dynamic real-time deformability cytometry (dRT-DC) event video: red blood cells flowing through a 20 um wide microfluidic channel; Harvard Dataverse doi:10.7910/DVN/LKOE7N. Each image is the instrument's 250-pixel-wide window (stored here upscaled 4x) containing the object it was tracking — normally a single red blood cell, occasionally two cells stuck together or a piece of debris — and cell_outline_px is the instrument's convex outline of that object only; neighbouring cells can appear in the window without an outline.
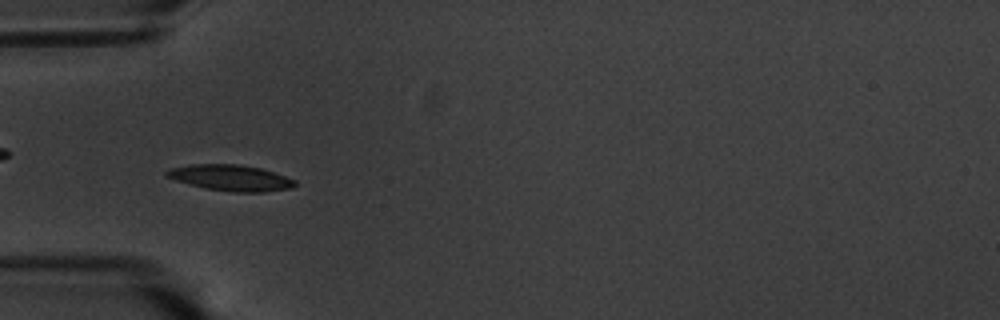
{"species": "common noctule bat (a hibernating species)", "species_latin": "Nyctalus noctula", "temperature_condition": "warm", "stored_images_in_passage": 40, "camera_frame_rate_fps": 3000, "um_per_image_px": 0.085, "animal": {"sex": "male", "body_mass_g": 20.1, "forearm_length_mm": 53.5}, "frame": {"image": 1, "passage_image": 1, "time_ms": 0.0, "image_size_px": [1000, 320], "cell_outline_px": [[296, 184], [292, 188], [264, 192], [232, 192], [204, 188], [188, 184], [164, 176], [164, 172], [168, 168], [192, 164], [236, 164], [260, 168], [296, 180]], "centroid_in_image_um": [19.56, 15.12], "position_along_channel_um": 65.4, "area_um2": 19.48}}
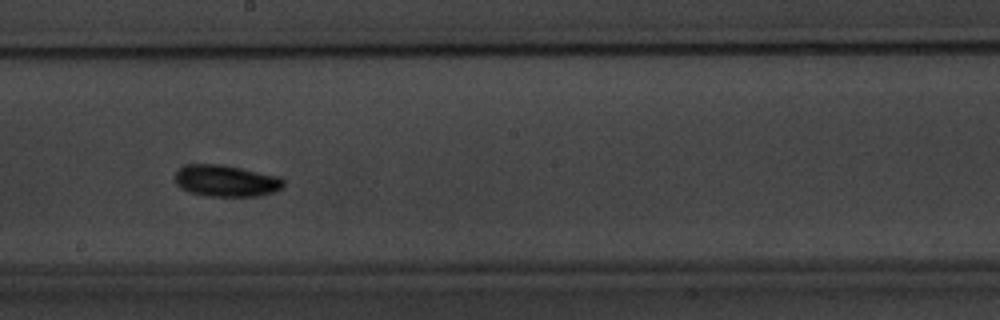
{"frame": {"image": 2, "passage_image": 15, "time_ms": 4.667, "image_size_px": [1000, 320], "cell_outline_px": [[284, 184], [280, 188], [272, 192], [260, 196], [208, 196], [188, 192], [176, 184], [176, 172], [180, 168], [188, 164], [224, 164], [280, 176], [284, 180]], "centroid_in_image_um": [19.23, 15.36], "position_along_channel_um": 229.0, "area_um2": 20.06}}
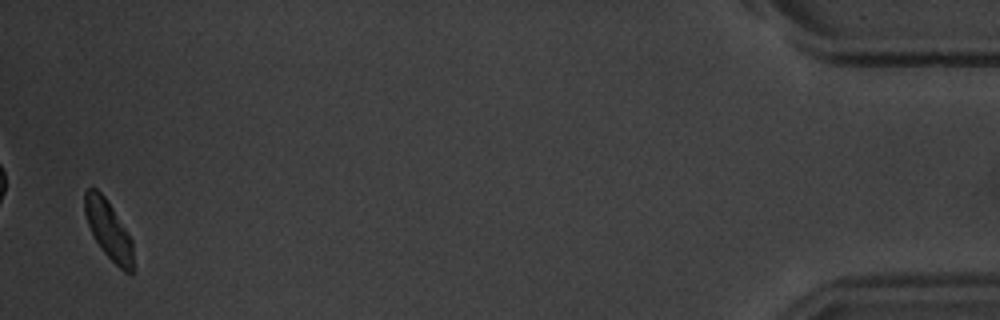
{"frame": {"image": 3, "passage_image": 39, "time_ms": 12.667, "image_size_px": [1000, 320], "cell_outline_px": [[132, 272], [124, 272], [100, 248], [88, 224], [84, 212], [84, 192], [88, 188], [96, 188], [104, 196], [112, 208], [132, 240]], "centroid_in_image_um": [9.19, 19.5], "position_along_channel_um": 426.0, "area_um2": 16.07}, "authors_computed_cell_mechanics": {"area_um2": 17.9758, "velocity_mm_per_s": 3.512, "shape_relaxation_time_tau1_ms": 2.1539, "shape_relaxation_time_tau2_ms": null, "deformation_change_tau1": 0.1065, "deformation_change_tau2": null}}